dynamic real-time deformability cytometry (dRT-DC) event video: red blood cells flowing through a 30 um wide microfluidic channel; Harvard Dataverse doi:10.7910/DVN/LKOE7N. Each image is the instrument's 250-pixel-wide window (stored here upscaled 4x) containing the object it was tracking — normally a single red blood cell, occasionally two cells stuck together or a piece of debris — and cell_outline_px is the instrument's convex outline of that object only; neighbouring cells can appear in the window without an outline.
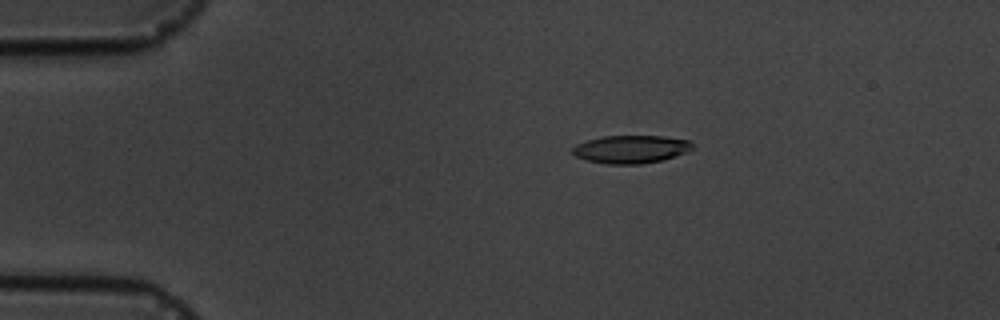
{"species": "common noctule bat (a hibernating species)", "species_latin": "Nyctalus noctula", "temperature_condition": "cold", "stored_images_in_passage": 5, "camera_frame_rate_fps": 3000, "um_per_image_px": 0.085, "animal": {"sex": "male", "body_mass_g": 19.5, "forearm_length_mm": 54.6}, "frame": {"image": 1, "passage_image": 3, "time_ms": 2.333, "image_size_px": [1000, 320], "cell_outline_px": [[692, 148], [688, 152], [664, 160], [640, 164], [608, 164], [588, 160], [576, 156], [572, 152], [572, 148], [576, 144], [588, 140], [604, 136], [664, 136], [688, 140], [692, 144]], "centroid_in_image_um": [53.65, 12.68], "position_along_channel_um": 31.4, "area_um2": 19.48}}
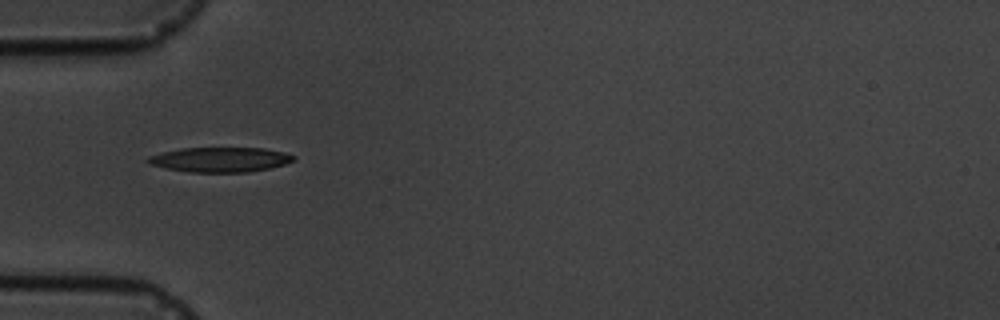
{"frame": {"image": 2, "passage_image": 5, "time_ms": 4.667, "image_size_px": [1000, 320], "cell_outline_px": [[296, 160], [284, 164], [268, 168], [248, 172], [188, 172], [148, 164], [144, 160], [148, 156], [160, 152], [180, 148], [264, 148], [284, 152], [296, 156]], "centroid_in_image_um": [18.68, 13.56], "position_along_channel_um": 66.3, "area_um2": 21.15}}